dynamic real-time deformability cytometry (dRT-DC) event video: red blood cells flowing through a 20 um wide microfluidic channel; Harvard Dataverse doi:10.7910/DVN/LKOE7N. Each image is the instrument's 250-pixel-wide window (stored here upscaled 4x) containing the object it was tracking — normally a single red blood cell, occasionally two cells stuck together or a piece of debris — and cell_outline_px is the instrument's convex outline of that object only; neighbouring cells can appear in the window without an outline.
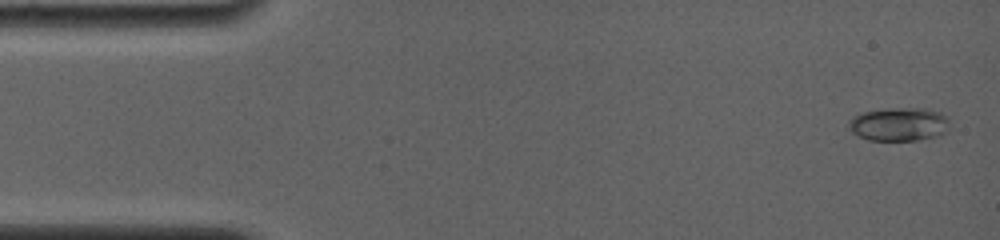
{"species": "common noctule bat (a hibernating species)", "species_latin": "Nyctalus noctula", "temperature_condition": "room temperature", "stored_images_in_passage": 31, "camera_frame_rate_fps": 4000, "um_per_image_px": 0.085, "animal": {"sex": "female", "body_mass_g": 19.0, "forearm_length_mm": 56.7}, "frame": {"image": 1, "passage_image": 1, "time_ms": 0.0, "image_size_px": [1000, 240], "cell_outline_px": [[948, 128], [944, 132], [936, 136], [916, 140], [868, 140], [852, 132], [848, 128], [848, 120], [852, 116], [860, 112], [892, 108], [924, 108], [940, 112], [948, 116]], "centroid_in_image_um": [76.38, 10.54], "position_along_channel_um": 8.6, "area_um2": 19.77}}
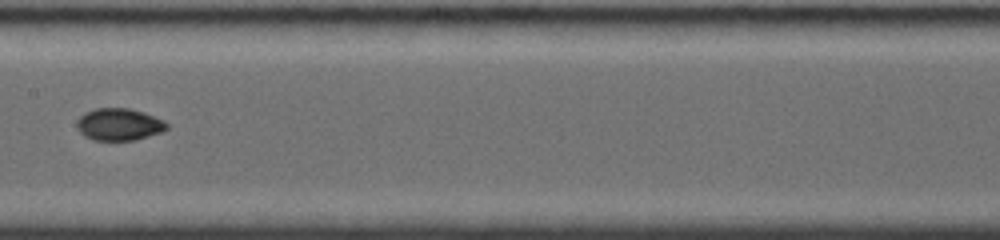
{"frame": {"image": 2, "passage_image": 17, "time_ms": 7.75, "image_size_px": [1000, 240], "cell_outline_px": [[168, 128], [160, 132], [136, 140], [92, 140], [84, 136], [80, 132], [76, 124], [76, 120], [84, 112], [96, 108], [128, 108], [144, 112], [164, 120], [168, 124]], "centroid_in_image_um": [10.1, 10.57], "position_along_channel_um": 197.3, "area_um2": 16.94}}
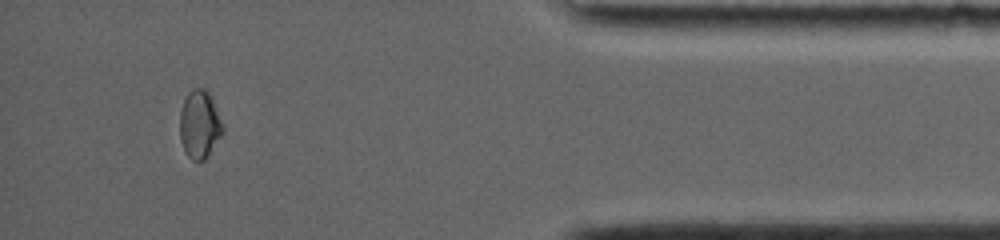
{"frame": {"image": 3, "passage_image": 29, "time_ms": 14.25, "image_size_px": [1000, 240], "cell_outline_px": [[220, 136], [204, 160], [192, 160], [184, 152], [180, 140], [180, 112], [184, 100], [188, 92], [192, 88], [204, 88], [208, 92], [212, 100], [220, 120]], "centroid_in_image_um": [16.89, 10.57], "position_along_channel_um": 418.3, "area_um2": 16.42}, "authors_computed_cell_mechanics": {"area_um2": 16.473, "velocity_mm_per_s": 3.9103, "shape_relaxation_time_tau1_ms": null, "shape_relaxation_time_tau2_ms": 1.1204, "deformation_change_tau1": null, "deformation_change_tau2": 0.0274}}